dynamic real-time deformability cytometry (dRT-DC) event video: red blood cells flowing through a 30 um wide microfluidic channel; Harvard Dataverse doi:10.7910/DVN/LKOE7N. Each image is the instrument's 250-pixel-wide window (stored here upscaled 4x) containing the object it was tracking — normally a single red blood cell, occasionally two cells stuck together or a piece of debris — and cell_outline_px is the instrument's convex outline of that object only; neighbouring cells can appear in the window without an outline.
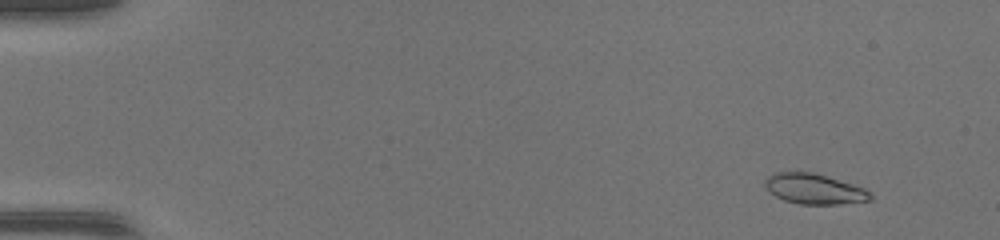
{"species": "common noctule bat (a hibernating species)", "species_latin": "Nyctalus noctula", "temperature_condition": "warm", "stored_images_in_passage": 50, "camera_frame_rate_fps": 3000, "um_per_image_px": 0.085, "animal": {"sex": "female", "body_mass_g": 17.0, "forearm_length_mm": 48.0}, "frame": {"image": 1, "passage_image": 5, "time_ms": 1.333, "image_size_px": [1000, 240], "cell_outline_px": [[872, 200], [840, 204], [800, 204], [784, 200], [776, 196], [764, 184], [764, 180], [772, 172], [812, 172], [852, 184], [864, 188], [872, 192]], "centroid_in_image_um": [69.23, 16.06], "position_along_channel_um": 15.8, "area_um2": 18.5}}
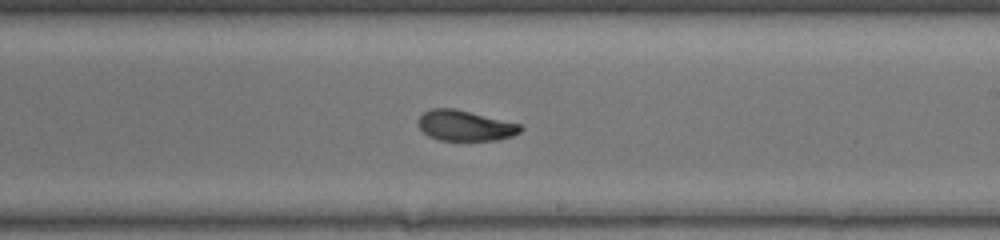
{"frame": {"image": 2, "passage_image": 31, "time_ms": 10.0, "image_size_px": [1000, 240], "cell_outline_px": [[524, 128], [520, 132], [512, 136], [496, 140], [440, 140], [428, 136], [420, 128], [416, 120], [424, 112], [432, 108], [452, 108], [520, 124]], "centroid_in_image_um": [39.51, 10.68], "position_along_channel_um": 249.5, "area_um2": 17.98}}
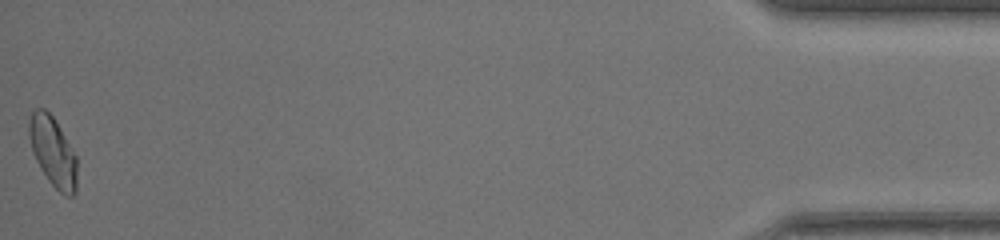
{"frame": {"image": 3, "passage_image": 50, "time_ms": 16.333, "image_size_px": [1000, 240], "cell_outline_px": [[76, 192], [72, 196], [64, 196], [48, 180], [40, 168], [32, 152], [28, 136], [28, 120], [32, 112], [36, 108], [44, 108], [52, 116], [76, 156]], "centroid_in_image_um": [4.46, 12.9], "position_along_channel_um": 430.7, "area_um2": 19.31}, "authors_computed_cell_mechanics": {"area_um2": 18.6983, "velocity_mm_per_s": 4.3198, "shape_relaxation_time_tau1_ms": null, "shape_relaxation_time_tau2_ms": 1.539, "deformation_change_tau1": null, "deformation_change_tau2": 0.0663}}